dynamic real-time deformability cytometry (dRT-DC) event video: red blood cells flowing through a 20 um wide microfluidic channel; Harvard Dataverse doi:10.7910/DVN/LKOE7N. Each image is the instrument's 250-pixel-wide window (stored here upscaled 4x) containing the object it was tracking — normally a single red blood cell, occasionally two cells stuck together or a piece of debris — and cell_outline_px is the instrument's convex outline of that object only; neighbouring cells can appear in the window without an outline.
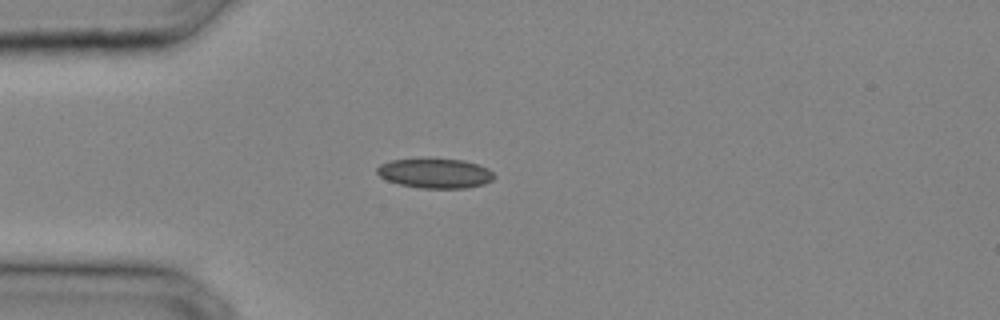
{"species": "common noctule bat (a hibernating species)", "species_latin": "Nyctalus noctula", "temperature_condition": "cold", "stored_images_in_passage": 29, "camera_frame_rate_fps": 3000, "um_per_image_px": 0.085, "animal": {"sex": "male", "body_mass_g": 20.4}, "frame": {"image": 1, "passage_image": 5, "time_ms": 1.333, "image_size_px": [1000, 320], "cell_outline_px": [[496, 176], [492, 180], [484, 184], [468, 188], [420, 188], [400, 184], [388, 180], [380, 176], [376, 172], [376, 168], [380, 164], [392, 160], [428, 156], [460, 160], [476, 164], [488, 168]], "centroid_in_image_um": [36.97, 14.69], "position_along_channel_um": 48.0, "area_um2": 20.81}}
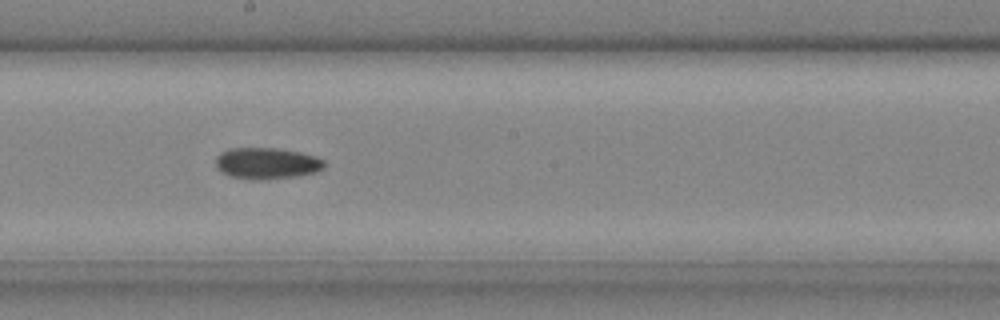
{"frame": {"image": 2, "passage_image": 15, "time_ms": 4.667, "image_size_px": [1000, 320], "cell_outline_px": [[324, 168], [316, 172], [296, 176], [260, 180], [256, 180], [232, 176], [216, 168], [216, 156], [220, 152], [228, 148], [276, 148], [300, 152], [316, 156], [324, 160]], "centroid_in_image_um": [22.68, 13.87], "position_along_channel_um": 225.5, "area_um2": 19.83}}
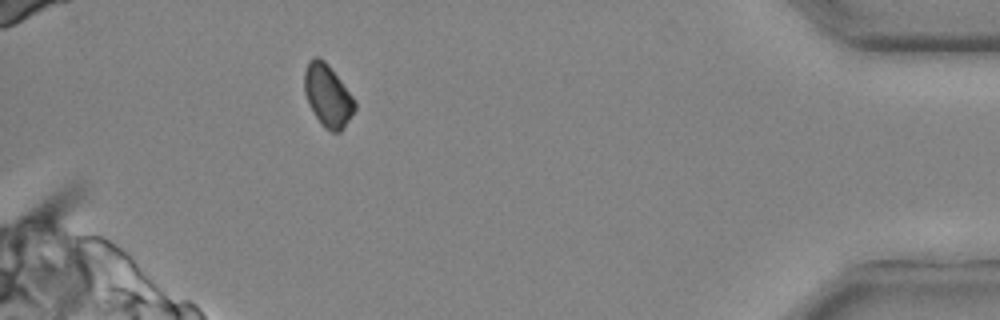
{"frame": {"image": 3, "passage_image": 27, "time_ms": 8.667, "image_size_px": [1000, 320], "cell_outline_px": [[356, 108], [344, 128], [340, 132], [332, 132], [324, 128], [320, 124], [308, 104], [304, 92], [304, 72], [308, 60], [312, 56], [316, 56], [324, 60], [328, 64], [356, 100]], "centroid_in_image_um": [27.85, 8.13], "position_along_channel_um": 407.4, "area_um2": 18.55}}